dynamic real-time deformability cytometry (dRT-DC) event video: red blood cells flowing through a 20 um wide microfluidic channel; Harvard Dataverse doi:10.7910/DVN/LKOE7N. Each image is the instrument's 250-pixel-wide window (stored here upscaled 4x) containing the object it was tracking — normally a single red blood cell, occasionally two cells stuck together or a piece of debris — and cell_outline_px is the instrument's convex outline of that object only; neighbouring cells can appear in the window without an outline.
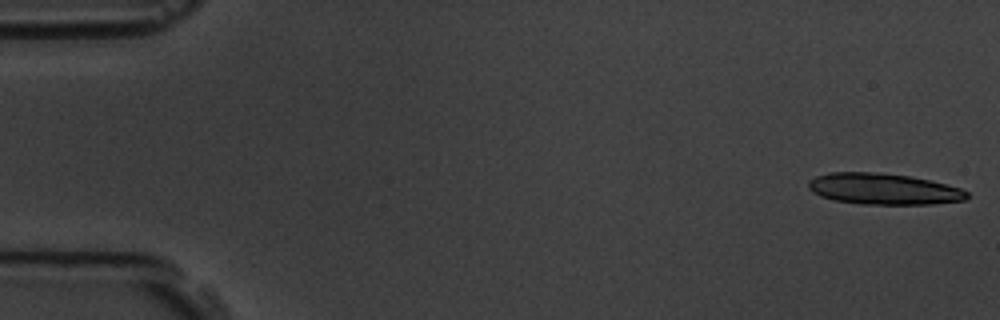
{"species": "common noctule bat (a hibernating species)", "species_latin": "Nyctalus noctula", "temperature_condition": "room temperature", "stored_images_in_passage": 16, "camera_frame_rate_fps": 3000, "um_per_image_px": 0.085, "animal": {"sex": "male", "body_mass_g": 19.5, "forearm_length_mm": 54.6}, "frame": {"image": 1, "passage_image": 1, "time_ms": 0.0, "image_size_px": [1000, 320], "cell_outline_px": [[968, 196], [964, 200], [932, 204], [860, 204], [832, 200], [820, 196], [812, 192], [808, 188], [808, 180], [816, 176], [828, 172], [872, 172], [908, 176], [928, 180], [960, 188], [968, 192]], "centroid_in_image_um": [75.03, 16.06], "position_along_channel_um": 10.0, "area_um2": 28.73}}